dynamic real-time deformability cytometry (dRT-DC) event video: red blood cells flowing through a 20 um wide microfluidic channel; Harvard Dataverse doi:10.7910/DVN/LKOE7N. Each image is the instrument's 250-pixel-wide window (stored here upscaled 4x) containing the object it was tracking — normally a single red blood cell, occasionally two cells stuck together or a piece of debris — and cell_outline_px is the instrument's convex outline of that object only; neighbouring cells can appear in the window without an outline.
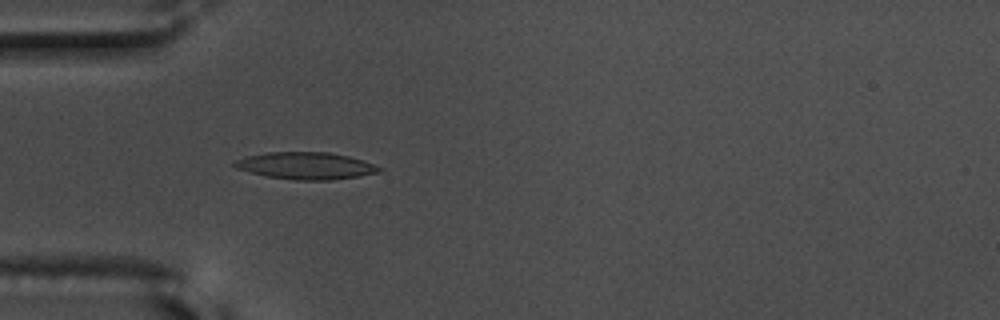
{"species": "common noctule bat (a hibernating species)", "species_latin": "Nyctalus noctula", "temperature_condition": "warm", "stored_images_in_passage": 57, "camera_frame_rate_fps": 3000, "um_per_image_px": 0.085, "animal": {"sex": "male", "body_mass_g": 17.5, "forearm_length_mm": 52.3}, "frame": {"image": 1, "passage_image": 18, "time_ms": 5.667, "image_size_px": [1000, 320], "cell_outline_px": [[384, 168], [380, 172], [360, 176], [332, 180], [292, 180], [268, 176], [236, 168], [232, 164], [236, 160], [248, 156], [268, 152], [328, 152], [348, 156]], "centroid_in_image_um": [26.02, 14.09], "position_along_channel_um": 59.0, "area_um2": 22.6}}
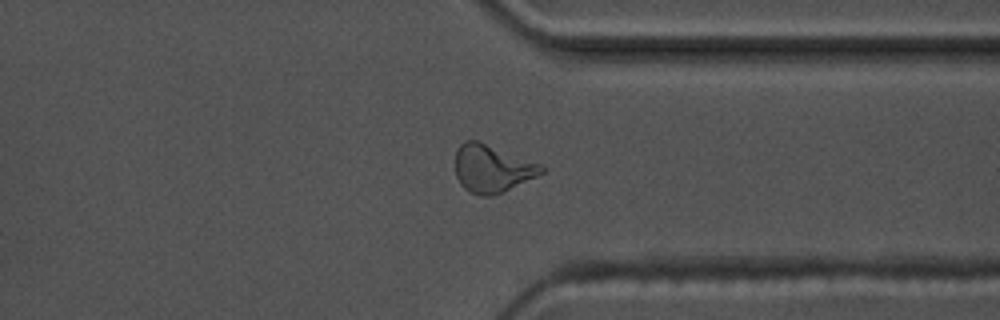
{"frame": {"image": 2, "passage_image": 44, "time_ms": 14.333, "image_size_px": [1000, 320], "cell_outline_px": [[544, 172], [504, 192], [492, 196], [484, 196], [468, 192], [460, 184], [456, 176], [456, 148], [464, 140], [476, 140], [540, 164], [544, 168]], "centroid_in_image_um": [41.78, 14.34], "position_along_channel_um": 369.6, "area_um2": 23.7}}
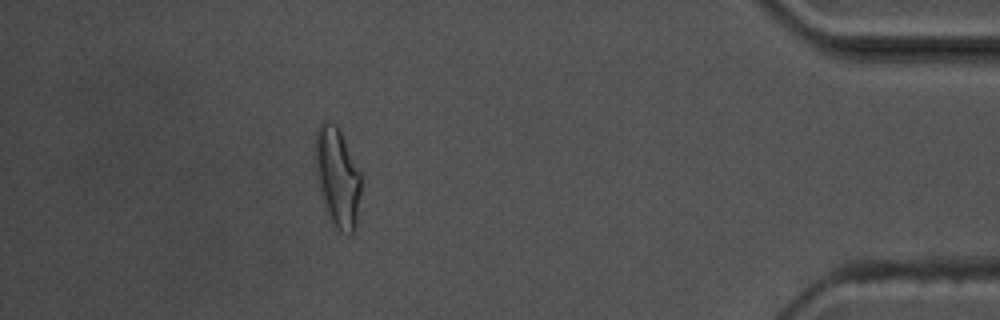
{"frame": {"image": 3, "passage_image": 51, "time_ms": 16.667, "image_size_px": [1000, 320], "cell_outline_px": [[360, 192], [356, 228], [352, 232], [340, 232], [332, 224], [320, 196], [316, 176], [316, 128], [324, 120], [328, 120], [336, 124], [360, 172]], "centroid_in_image_um": [28.66, 15.08], "position_along_channel_um": 406.5, "area_um2": 26.24}, "authors_computed_cell_mechanics": {"area_um2": 21.8484, "velocity_mm_per_s": 3.641, "shape_relaxation_time_tau1_ms": 5.573, "shape_relaxation_time_tau2_ms": 1.6259, "deformation_change_tau1": 0.2105, "deformation_change_tau2": 0.0952}}